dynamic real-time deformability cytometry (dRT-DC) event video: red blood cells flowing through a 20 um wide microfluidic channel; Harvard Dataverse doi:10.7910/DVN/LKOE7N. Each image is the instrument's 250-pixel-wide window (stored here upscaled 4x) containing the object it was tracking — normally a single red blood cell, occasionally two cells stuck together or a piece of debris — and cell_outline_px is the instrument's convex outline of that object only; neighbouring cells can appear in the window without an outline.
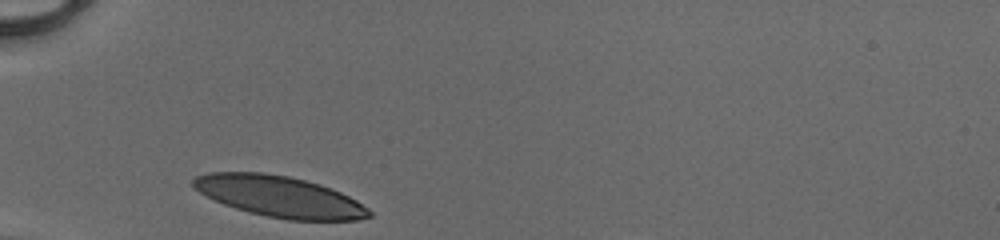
{"species": "human", "species_latin": "Homo sapiens", "temperature_condition": "cold", "stored_images_in_passage": 26, "camera_frame_rate_fps": 3000, "um_per_image_px": 0.085, "donor": {"sex": "male"}, "frame": {"image": 1, "passage_image": 1, "time_ms": 0.0, "image_size_px": [1000, 240], "cell_outline_px": [[372, 216], [356, 220], [288, 220], [248, 212], [224, 204], [200, 192], [192, 184], [192, 180], [196, 176], [208, 172], [264, 172], [288, 176], [320, 184], [340, 192], [356, 200], [368, 208], [372, 212]], "centroid_in_image_um": [23.77, 16.7], "position_along_channel_um": 61.2, "area_um2": 41.79}}
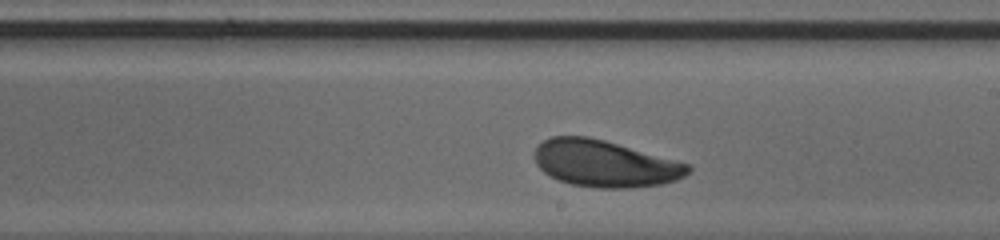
{"frame": {"image": 2, "passage_image": 15, "time_ms": 4.667, "image_size_px": [1000, 240], "cell_outline_px": [[692, 168], [684, 176], [676, 180], [664, 184], [632, 188], [596, 188], [572, 184], [560, 180], [544, 172], [536, 164], [536, 148], [544, 140], [552, 136], [588, 136], [604, 140], [688, 164]], "centroid_in_image_um": [51.41, 13.91], "position_along_channel_um": 237.6, "area_um2": 41.33}}
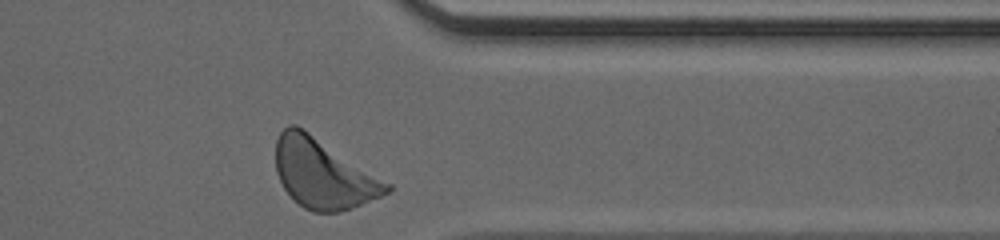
{"frame": {"image": 3, "passage_image": 26, "time_ms": 8.333, "image_size_px": [1000, 240], "cell_outline_px": [[392, 188], [388, 192], [380, 196], [360, 204], [336, 212], [312, 212], [304, 208], [284, 188], [276, 172], [276, 140], [280, 132], [288, 124], [296, 124], [392, 184]], "centroid_in_image_um": [27.46, 14.74], "position_along_channel_um": 383.9, "area_um2": 44.27}, "authors_computed_cell_mechanics": {"area_um2": 41.6449, "velocity_mm_per_s": 4.0678, "shape_relaxation_time_tau1_ms": 1.5238, "shape_relaxation_time_tau2_ms": 4.2314, "deformation_change_tau1": 0.0956, "deformation_change_tau2": 0.1099}}